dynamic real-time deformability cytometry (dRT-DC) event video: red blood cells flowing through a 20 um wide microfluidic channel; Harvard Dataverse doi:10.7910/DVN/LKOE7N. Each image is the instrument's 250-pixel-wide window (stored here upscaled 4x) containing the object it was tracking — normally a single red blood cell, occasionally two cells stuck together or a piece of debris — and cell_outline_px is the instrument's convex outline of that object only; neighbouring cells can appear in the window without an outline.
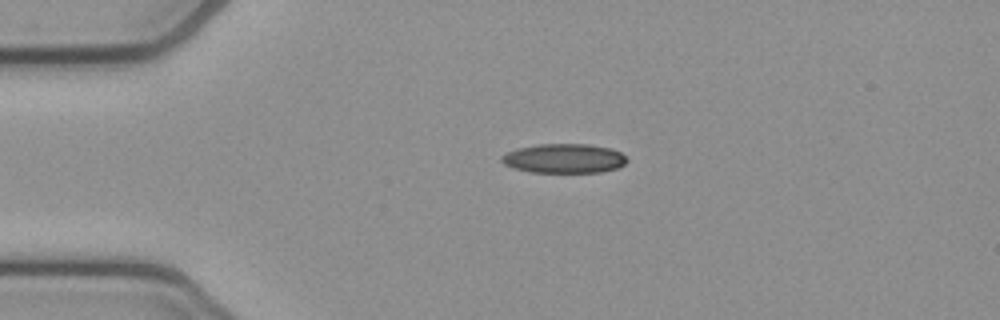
{"species": "common noctule bat (a hibernating species)", "species_latin": "Nyctalus noctula", "temperature_condition": "cold", "stored_images_in_passage": 42, "camera_frame_rate_fps": 3000, "um_per_image_px": 0.085, "animal": {"sex": "female", "body_mass_g": 21.9}, "frame": {"image": 1, "passage_image": 1, "time_ms": 0.0, "image_size_px": [1000, 320], "cell_outline_px": [[628, 160], [624, 164], [616, 168], [600, 172], [528, 172], [512, 168], [504, 164], [500, 160], [500, 156], [516, 148], [536, 144], [588, 144], [612, 148], [620, 152]], "centroid_in_image_um": [47.9, 13.46], "position_along_channel_um": 37.1, "area_um2": 21.56}}
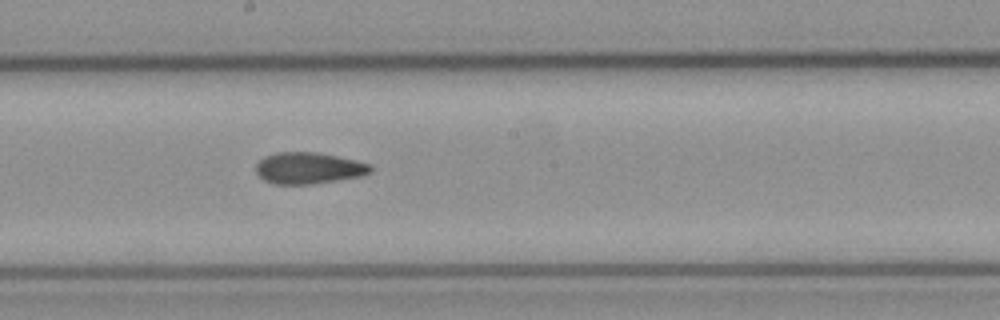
{"frame": {"image": 2, "passage_image": 18, "time_ms": 5.667, "image_size_px": [1000, 320], "cell_outline_px": [[372, 172], [364, 176], [312, 184], [272, 184], [264, 180], [256, 172], [256, 164], [264, 156], [276, 152], [316, 152], [336, 156], [372, 164]], "centroid_in_image_um": [26.25, 14.29], "position_along_channel_um": 222.0, "area_um2": 21.15}}
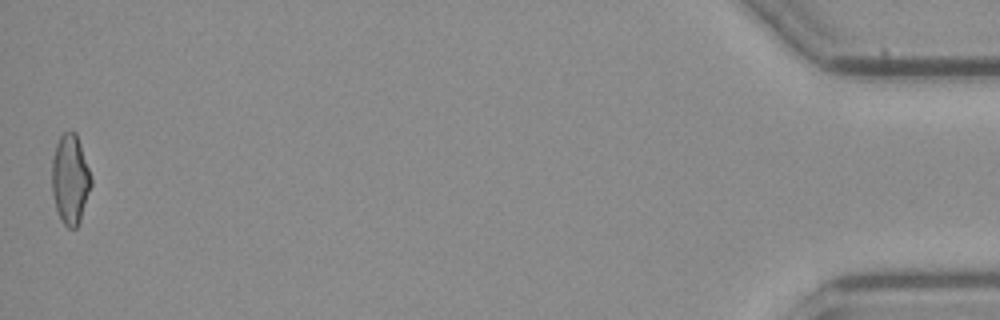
{"frame": {"image": 3, "passage_image": 42, "time_ms": 13.667, "image_size_px": [1000, 320], "cell_outline_px": [[92, 184], [80, 220], [76, 228], [68, 228], [60, 220], [56, 208], [52, 192], [52, 160], [56, 144], [60, 136], [64, 132], [76, 132], [92, 180]], "centroid_in_image_um": [5.96, 15.26], "position_along_channel_um": 429.2, "area_um2": 20.29}, "authors_computed_cell_mechanics": {"area_um2": 21.1548, "velocity_mm_per_s": 3.8415, "shape_relaxation_time_tau1_ms": null, "shape_relaxation_time_tau2_ms": 3.9981, "deformation_change_tau1": null, "deformation_change_tau2": 0.1174}}